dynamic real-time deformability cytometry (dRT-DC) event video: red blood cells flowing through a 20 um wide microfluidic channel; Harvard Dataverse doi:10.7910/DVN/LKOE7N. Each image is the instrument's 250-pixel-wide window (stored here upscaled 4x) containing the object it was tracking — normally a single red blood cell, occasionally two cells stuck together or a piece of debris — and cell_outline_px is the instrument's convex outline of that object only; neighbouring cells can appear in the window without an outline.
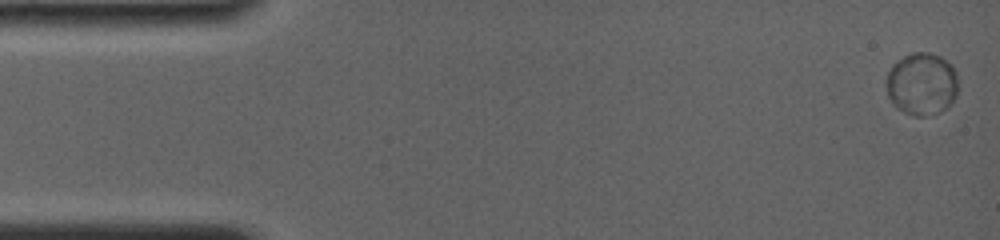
{"species": "common noctule bat (a hibernating species)", "species_latin": "Nyctalus noctula", "temperature_condition": "room temperature", "stored_images_in_passage": 57, "camera_frame_rate_fps": 4000, "um_per_image_px": 0.085, "animal": {"sex": "female", "body_mass_g": 19.0, "forearm_length_mm": 56.7}, "frame": {"image": 1, "passage_image": 1, "time_ms": 0.0, "image_size_px": [1000, 240], "cell_outline_px": [[956, 96], [948, 108], [924, 116], [912, 116], [896, 108], [892, 104], [888, 96], [888, 72], [892, 64], [904, 56], [912, 52], [928, 52], [940, 56], [952, 64], [956, 76]], "centroid_in_image_um": [78.35, 7.13], "position_along_channel_um": 6.7, "area_um2": 26.07}}
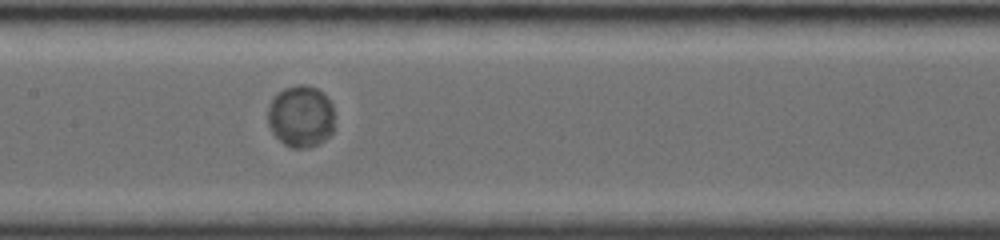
{"frame": {"image": 2, "passage_image": 34, "time_ms": 8.0, "image_size_px": [1000, 240], "cell_outline_px": [[332, 132], [320, 144], [308, 148], [292, 148], [284, 144], [272, 132], [268, 120], [268, 108], [276, 92], [284, 88], [296, 84], [304, 84], [316, 88], [324, 92], [332, 104]], "centroid_in_image_um": [25.56, 9.88], "position_along_channel_um": 181.8, "area_um2": 24.16}}
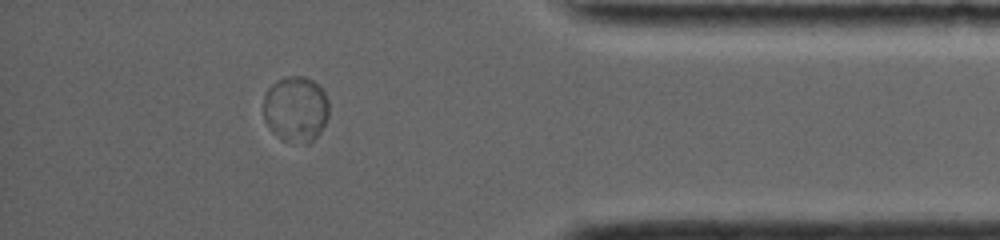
{"frame": {"image": 3, "passage_image": 57, "time_ms": 14.5, "image_size_px": [1000, 240], "cell_outline_px": [[328, 116], [320, 132], [308, 144], [280, 140], [272, 132], [264, 120], [264, 96], [268, 88], [272, 84], [284, 76], [304, 76], [312, 80], [324, 92], [328, 100]], "centroid_in_image_um": [25.12, 9.28], "position_along_channel_um": 410.1, "area_um2": 25.2}, "authors_computed_cell_mechanics": {"area_um2": 23.987, "velocity_mm_per_s": 3.7593, "shape_relaxation_time_tau1_ms": 0.8356, "shape_relaxation_time_tau2_ms": null, "deformation_change_tau1": 0.0054, "deformation_change_tau2": null}}